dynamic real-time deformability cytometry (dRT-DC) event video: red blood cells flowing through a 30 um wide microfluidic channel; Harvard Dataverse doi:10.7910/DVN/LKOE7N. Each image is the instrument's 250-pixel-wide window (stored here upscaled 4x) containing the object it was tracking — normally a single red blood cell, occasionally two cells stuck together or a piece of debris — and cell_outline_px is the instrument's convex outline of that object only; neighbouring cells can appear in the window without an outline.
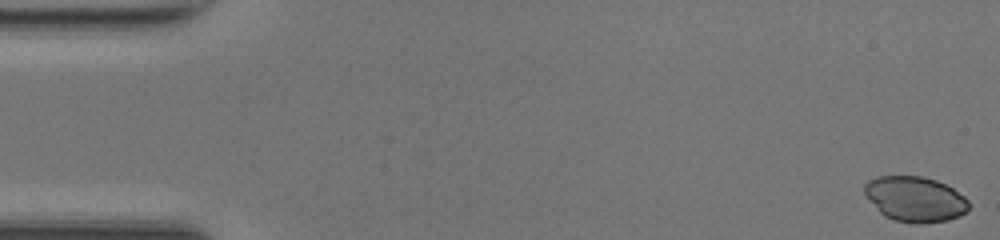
{"species": "common noctule bat (a hibernating species)", "species_latin": "Nyctalus noctula", "temperature_condition": "room temperature", "stored_images_in_passage": 49, "camera_frame_rate_fps": 3000, "um_per_image_px": 0.085, "animal": {"sex": "female", "body_mass_g": 17.0, "forearm_length_mm": 48.0}, "frame": {"image": 1, "passage_image": 1, "time_ms": 0.0, "image_size_px": [1000, 240], "cell_outline_px": [[968, 208], [960, 216], [948, 220], [924, 224], [916, 224], [896, 220], [884, 216], [864, 196], [864, 184], [868, 180], [876, 176], [920, 176], [936, 180], [952, 188], [964, 196], [968, 200]], "centroid_in_image_um": [77.74, 16.92], "position_along_channel_um": 7.3, "area_um2": 27.63}}
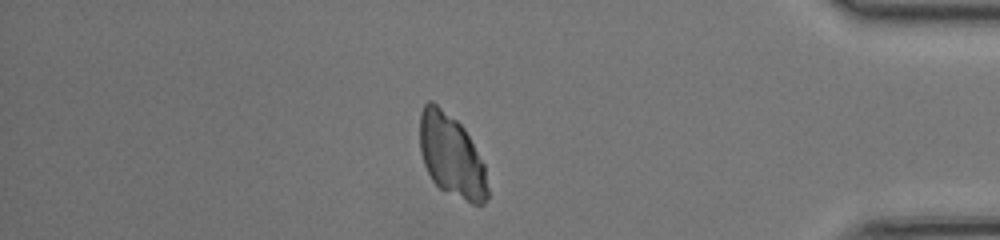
{"frame": {"image": 2, "passage_image": 42, "time_ms": 13.667, "image_size_px": [1000, 240], "cell_outline_px": [[488, 196], [484, 204], [472, 204], [440, 188], [432, 180], [424, 164], [420, 152], [420, 112], [424, 104], [428, 100], [432, 100], [456, 120], [464, 128], [484, 164], [488, 188]], "centroid_in_image_um": [38.36, 13.23], "position_along_channel_um": 396.8, "area_um2": 32.54}}
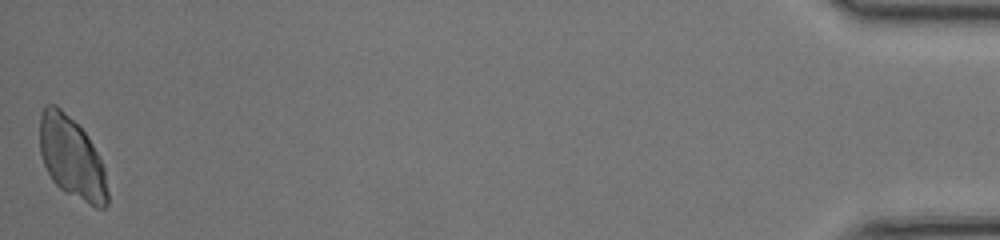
{"frame": {"image": 3, "passage_image": 49, "time_ms": 16.0, "image_size_px": [1000, 240], "cell_outline_px": [[108, 204], [104, 208], [96, 208], [64, 192], [52, 180], [44, 164], [40, 152], [40, 112], [48, 104], [56, 104], [88, 136], [104, 168], [108, 192]], "centroid_in_image_um": [6.1, 13.44], "position_along_channel_um": 429.1, "area_um2": 32.08}}